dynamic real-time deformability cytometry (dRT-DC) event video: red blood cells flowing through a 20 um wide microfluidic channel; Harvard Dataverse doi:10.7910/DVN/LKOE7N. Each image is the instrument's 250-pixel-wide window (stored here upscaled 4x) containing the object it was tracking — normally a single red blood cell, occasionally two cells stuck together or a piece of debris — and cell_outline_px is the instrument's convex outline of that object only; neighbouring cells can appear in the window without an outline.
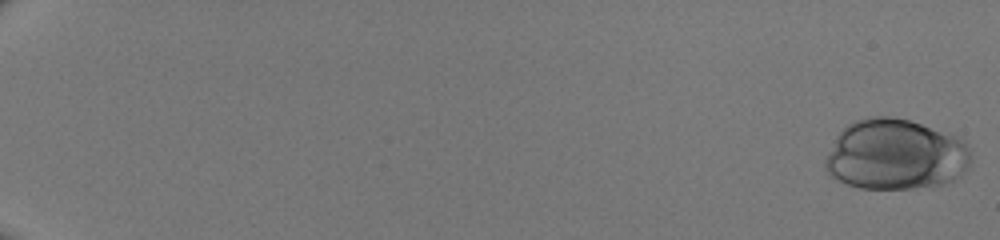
{"species": "human", "species_latin": "Homo sapiens", "temperature_condition": "room temperature", "stored_images_in_passage": 51, "camera_frame_rate_fps": 3000, "um_per_image_px": 0.085, "donor": {"sex": "male"}, "frame": {"image": 1, "passage_image": 1, "time_ms": 0.0, "image_size_px": [1000, 240], "cell_outline_px": [[972, 148], [968, 168], [960, 176], [944, 184], [912, 188], [860, 188], [848, 184], [832, 176], [824, 168], [824, 160], [836, 136], [848, 124], [856, 120], [872, 116], [892, 116], [908, 120], [956, 136], [964, 140]], "centroid_in_image_um": [76.14, 13.14], "position_along_channel_um": 8.9, "area_um2": 59.94}}
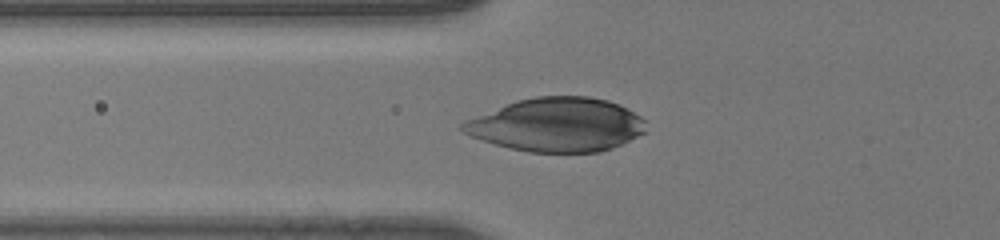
{"frame": {"image": 2, "passage_image": 22, "time_ms": 7.0, "image_size_px": [1000, 240], "cell_outline_px": [[644, 132], [612, 148], [600, 152], [528, 152], [496, 144], [472, 136], [464, 132], [460, 128], [460, 124], [464, 120], [516, 100], [536, 96], [588, 96], [608, 100], [640, 116], [644, 120]], "centroid_in_image_um": [47.3, 10.6], "position_along_channel_um": 78.5, "area_um2": 56.82}}
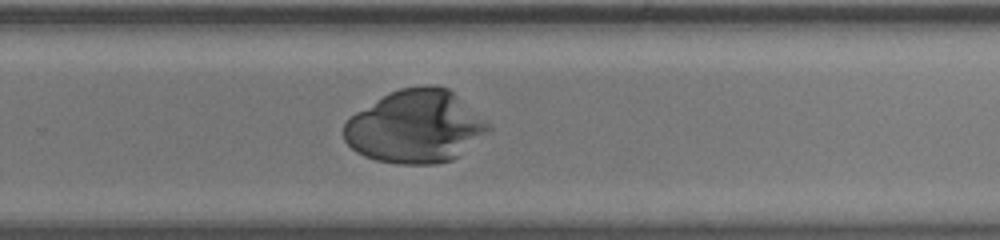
{"frame": {"image": 3, "passage_image": 37, "time_ms": 12.0, "image_size_px": [1000, 240], "cell_outline_px": [[492, 128], [488, 132], [452, 160], [436, 164], [396, 164], [376, 160], [364, 156], [356, 152], [344, 140], [344, 124], [356, 112], [388, 92], [400, 88], [428, 84], [432, 84], [448, 88], [492, 124]], "centroid_in_image_um": [35.31, 10.75], "position_along_channel_um": 294.5, "area_um2": 61.44}}